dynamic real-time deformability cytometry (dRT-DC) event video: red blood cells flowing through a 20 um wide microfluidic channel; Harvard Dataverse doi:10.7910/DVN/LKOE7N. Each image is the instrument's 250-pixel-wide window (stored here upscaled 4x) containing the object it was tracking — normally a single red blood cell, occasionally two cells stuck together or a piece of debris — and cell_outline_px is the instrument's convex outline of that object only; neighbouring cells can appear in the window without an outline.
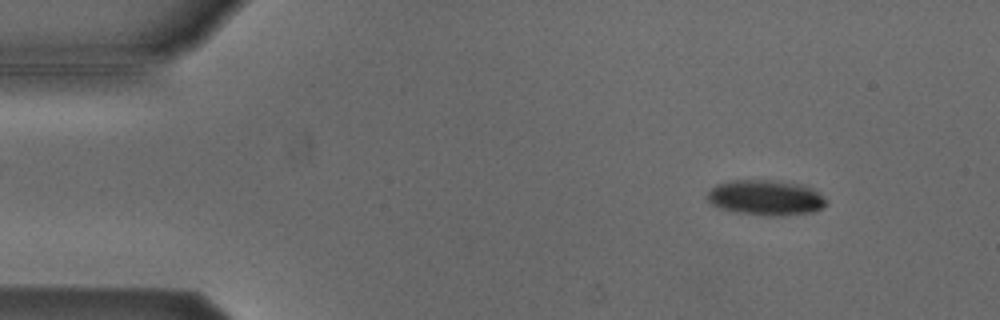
{"species": "Egyptian fruit bat (a non-hibernating species)", "species_latin": "Rousettus aegyptiacus", "temperature_condition": "cold", "stored_images_in_passage": 53, "camera_frame_rate_fps": 3000, "um_per_image_px": 0.085, "animal": {"sex": "male"}, "frame": {"image": 1, "passage_image": 6, "time_ms": 1.667, "image_size_px": [1000, 320], "cell_outline_px": [[828, 204], [812, 212], [768, 216], [736, 212], [720, 208], [712, 204], [704, 196], [716, 184], [728, 180], [776, 180], [800, 184], [812, 188], [828, 200]], "centroid_in_image_um": [65.06, 16.78], "position_along_channel_um": 19.9, "area_um2": 24.51}}
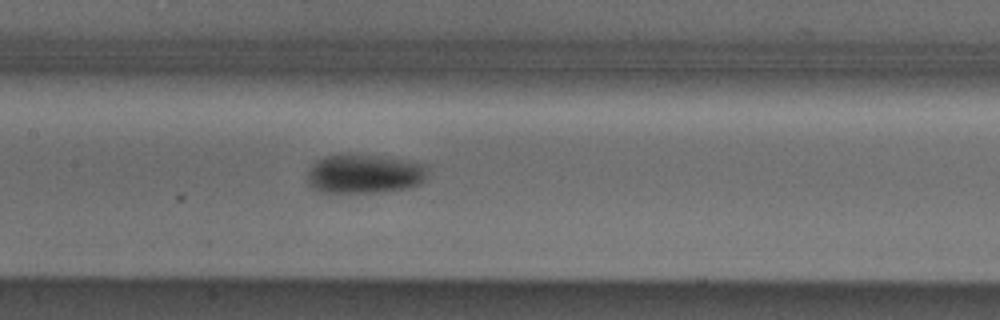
{"frame": {"image": 2, "passage_image": 25, "time_ms": 8.0, "image_size_px": [1000, 320], "cell_outline_px": [[428, 168], [424, 180], [420, 184], [408, 188], [384, 192], [316, 192], [304, 180], [304, 176], [312, 164], [316, 160], [324, 156], [348, 152], [404, 160], [424, 164]], "centroid_in_image_um": [30.88, 14.77], "position_along_channel_um": 176.5, "area_um2": 28.15}}
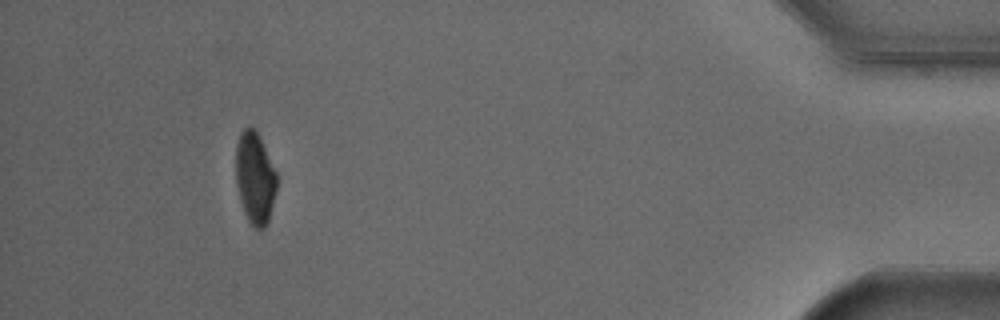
{"frame": {"image": 3, "passage_image": 49, "time_ms": 16.0, "image_size_px": [1000, 320], "cell_outline_px": [[276, 188], [268, 220], [264, 228], [256, 228], [248, 220], [244, 212], [240, 200], [236, 184], [236, 144], [240, 132], [248, 124], [256, 132], [276, 172]], "centroid_in_image_um": [21.64, 15.11], "position_along_channel_um": 413.6, "area_um2": 21.39}, "authors_computed_cell_mechanics": {"area_um2": 24.9118, "velocity_mm_per_s": 3.817, "shape_relaxation_time_tau1_ms": 1.8548, "shape_relaxation_time_tau2_ms": null, "deformation_change_tau1": 0.1001, "deformation_change_tau2": null}}